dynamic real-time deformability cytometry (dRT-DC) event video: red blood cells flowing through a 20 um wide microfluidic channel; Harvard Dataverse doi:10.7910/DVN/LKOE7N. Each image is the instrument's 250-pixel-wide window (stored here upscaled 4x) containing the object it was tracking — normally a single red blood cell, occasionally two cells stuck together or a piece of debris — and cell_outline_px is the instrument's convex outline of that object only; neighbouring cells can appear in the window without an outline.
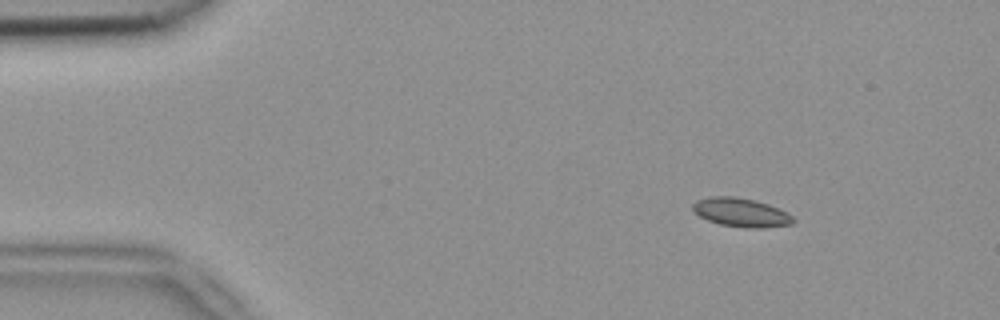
{"species": "common noctule bat (a hibernating species)", "species_latin": "Nyctalus noctula", "temperature_condition": "room temperature", "stored_images_in_passage": 3, "camera_frame_rate_fps": 3000, "um_per_image_px": 0.085, "animal": {"sex": "female", "body_mass_g": 18.4}, "frame": {"image": 1, "passage_image": 2, "time_ms": 0.333, "image_size_px": [1000, 320], "cell_outline_px": [[796, 220], [792, 224], [764, 228], [744, 228], [720, 224], [708, 220], [692, 212], [692, 204], [696, 200], [712, 196], [736, 196], [756, 200], [768, 204], [788, 212]], "centroid_in_image_um": [62.99, 18.05], "position_along_channel_um": 22.0, "area_um2": 17.11}}